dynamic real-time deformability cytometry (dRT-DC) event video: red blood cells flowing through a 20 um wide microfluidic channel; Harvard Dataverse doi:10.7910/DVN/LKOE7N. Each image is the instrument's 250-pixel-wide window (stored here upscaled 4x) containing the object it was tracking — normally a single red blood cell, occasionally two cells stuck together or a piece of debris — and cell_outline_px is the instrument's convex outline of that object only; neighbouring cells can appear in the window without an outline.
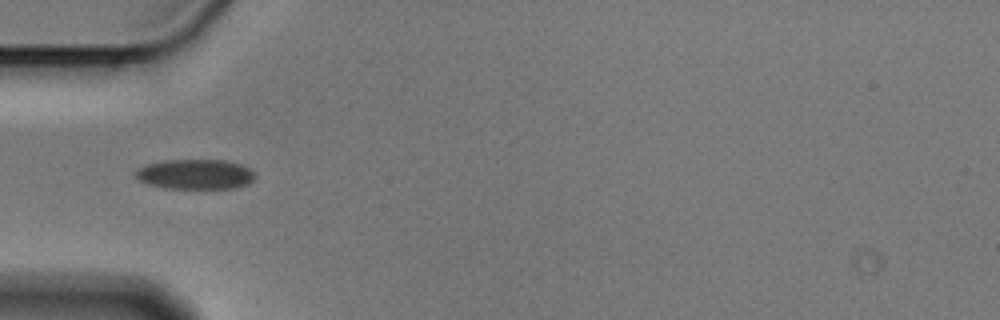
{"species": "Egyptian fruit bat (a non-hibernating species)", "species_latin": "Rousettus aegyptiacus", "temperature_condition": "cold", "stored_images_in_passage": 1, "camera_frame_rate_fps": 3000, "um_per_image_px": 0.085, "animal": {"sex": "male"}, "frame": {"image": 1, "passage_image": 1, "time_ms": 0.0, "image_size_px": [1000, 320], "cell_outline_px": [[256, 176], [248, 184], [236, 188], [164, 188], [148, 184], [140, 180], [136, 176], [136, 168], [148, 164], [164, 160], [224, 160], [240, 164], [248, 168]], "centroid_in_image_um": [16.59, 14.81], "position_along_channel_um": 68.4, "area_um2": 20.75}}